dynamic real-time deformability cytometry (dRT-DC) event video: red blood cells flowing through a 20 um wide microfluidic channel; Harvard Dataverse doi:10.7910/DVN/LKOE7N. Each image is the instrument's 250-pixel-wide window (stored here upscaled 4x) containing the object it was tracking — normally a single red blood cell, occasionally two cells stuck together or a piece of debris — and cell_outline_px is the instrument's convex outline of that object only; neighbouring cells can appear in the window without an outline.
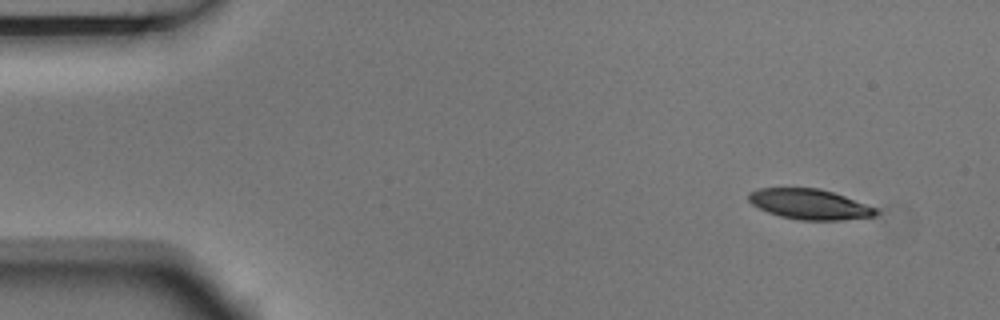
{"species": "Egyptian fruit bat (a non-hibernating species)", "species_latin": "Rousettus aegyptiacus", "temperature_condition": "room temperature", "stored_images_in_passage": 4, "camera_frame_rate_fps": 3000, "um_per_image_px": 0.085, "animal": {"sex": "male"}, "frame": {"image": 1, "passage_image": 1, "time_ms": 0.0, "image_size_px": [1000, 320], "cell_outline_px": [[880, 212], [876, 216], [840, 220], [800, 220], [780, 216], [768, 212], [752, 204], [748, 200], [748, 192], [760, 188], [820, 188], [844, 196], [876, 208]], "centroid_in_image_um": [68.81, 17.36], "position_along_channel_um": 16.2, "area_um2": 22.37}}
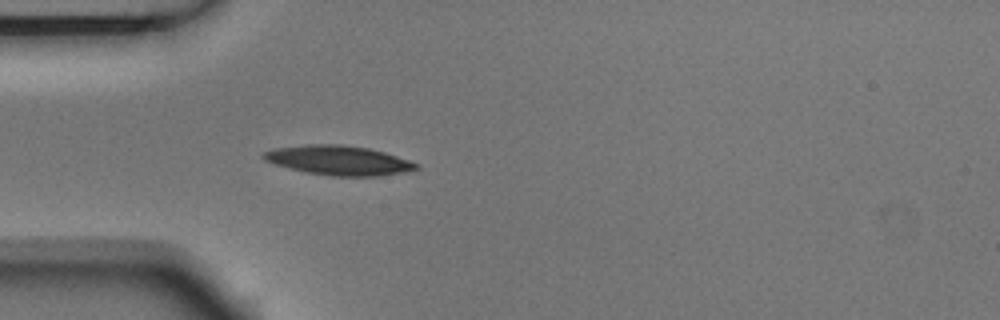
{"frame": {"image": 2, "passage_image": 4, "time_ms": 1.0, "image_size_px": [1000, 320], "cell_outline_px": [[420, 168], [400, 172], [376, 176], [332, 176], [308, 172], [276, 164], [264, 160], [260, 156], [264, 152], [272, 148], [308, 144], [340, 144], [368, 148], [384, 152], [420, 164]], "centroid_in_image_um": [28.76, 13.61], "position_along_channel_um": 56.2, "area_um2": 25.95}}